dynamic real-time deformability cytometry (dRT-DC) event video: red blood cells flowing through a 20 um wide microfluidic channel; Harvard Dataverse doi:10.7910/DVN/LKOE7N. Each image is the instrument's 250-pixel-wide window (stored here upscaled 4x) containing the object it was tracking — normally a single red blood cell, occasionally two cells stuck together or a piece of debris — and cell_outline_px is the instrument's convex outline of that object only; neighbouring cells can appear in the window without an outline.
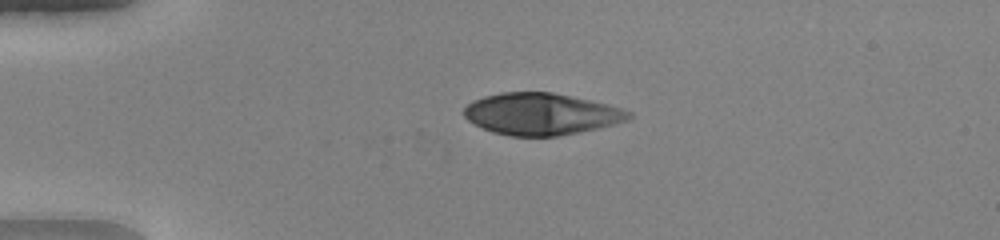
{"species": "human", "species_latin": "Homo sapiens", "temperature_condition": "warm", "stored_images_in_passage": 40, "camera_frame_rate_fps": 3000, "um_per_image_px": 0.085, "donor": {"sex": "female"}, "frame": {"image": 1, "passage_image": 2, "time_ms": 0.333, "image_size_px": [1000, 240], "cell_outline_px": [[632, 116], [628, 120], [616, 124], [600, 128], [556, 136], [512, 136], [492, 132], [468, 120], [464, 116], [464, 108], [472, 100], [484, 96], [500, 92], [552, 92], [608, 104], [632, 112]], "centroid_in_image_um": [46.01, 9.68], "position_along_channel_um": 39.0, "area_um2": 40.06}}
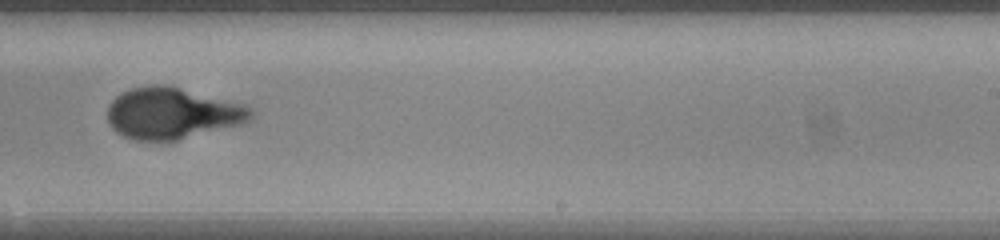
{"frame": {"image": 2, "passage_image": 22, "time_ms": 7.0, "image_size_px": [1000, 240], "cell_outline_px": [[256, 112], [252, 120], [244, 124], [176, 140], [136, 140], [124, 136], [116, 132], [108, 124], [108, 104], [116, 96], [132, 88], [152, 84], [168, 84], [244, 104], [252, 108]], "centroid_in_image_um": [14.68, 9.62], "position_along_channel_um": 274.3, "area_um2": 43.35}}
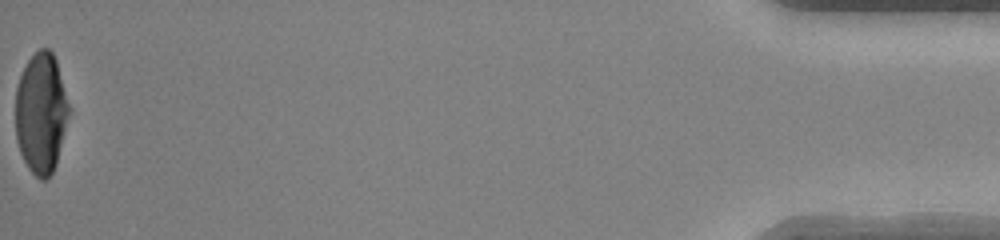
{"frame": {"image": 3, "passage_image": 40, "time_ms": 13.0, "image_size_px": [1000, 240], "cell_outline_px": [[72, 108], [56, 164], [52, 172], [44, 180], [40, 180], [28, 168], [20, 152], [16, 140], [16, 88], [20, 76], [28, 60], [40, 48], [48, 48], [52, 52], [56, 60]], "centroid_in_image_um": [3.52, 9.61], "position_along_channel_um": 431.7, "area_um2": 37.97}, "authors_computed_cell_mechanics": {"area_um2": 42.1362, "velocity_mm_per_s": 4.1611, "shape_relaxation_time_tau1_ms": 6.2736, "shape_relaxation_time_tau2_ms": null, "deformation_change_tau1": 0.3186, "deformation_change_tau2": null}}